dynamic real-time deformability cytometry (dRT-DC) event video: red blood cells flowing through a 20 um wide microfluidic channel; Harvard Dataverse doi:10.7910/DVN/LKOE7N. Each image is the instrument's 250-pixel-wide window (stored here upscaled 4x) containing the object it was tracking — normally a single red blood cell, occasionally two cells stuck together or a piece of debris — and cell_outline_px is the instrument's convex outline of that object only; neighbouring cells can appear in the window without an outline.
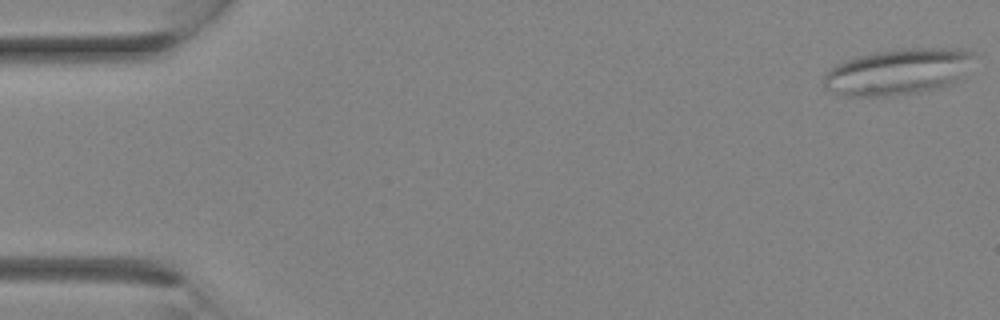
{"species": "Egyptian fruit bat (a non-hibernating species)", "species_latin": "Rousettus aegyptiacus", "temperature_condition": "room temperature", "stored_images_in_passage": 21, "camera_frame_rate_fps": 3000, "um_per_image_px": 0.085, "animal": {"sex": "female"}, "frame": {"image": 1, "passage_image": 1, "time_ms": 0.0, "image_size_px": [1000, 320], "cell_outline_px": [[972, 56], [956, 76], [948, 84], [940, 88], [920, 92], [888, 96], [844, 96], [832, 92], [824, 88], [824, 72], [828, 68], [844, 60], [856, 56], [876, 52], [908, 48], [956, 48], [972, 52]], "centroid_in_image_um": [76.15, 6.11], "position_along_channel_um": 8.9, "area_um2": 39.59}}
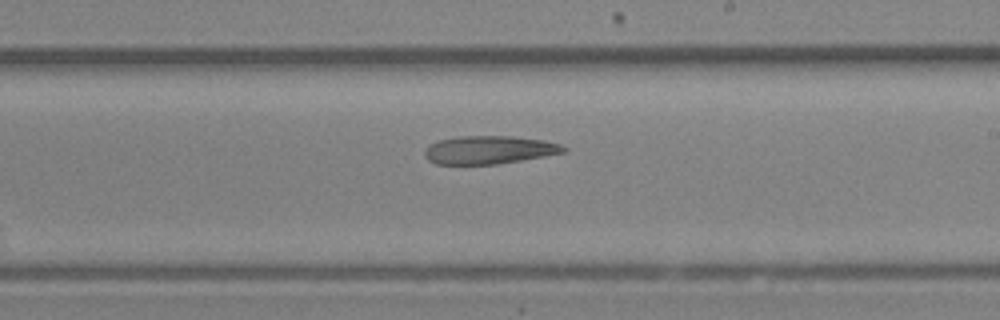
{"frame": {"image": 2, "passage_image": 17, "time_ms": 5.333, "image_size_px": [1000, 320], "cell_outline_px": [[568, 148], [564, 152], [544, 156], [496, 164], [436, 164], [428, 160], [424, 156], [424, 152], [428, 144], [436, 140], [460, 136], [512, 136], [544, 140], [560, 144]], "centroid_in_image_um": [41.53, 12.73], "position_along_channel_um": 247.5, "area_um2": 22.83}}
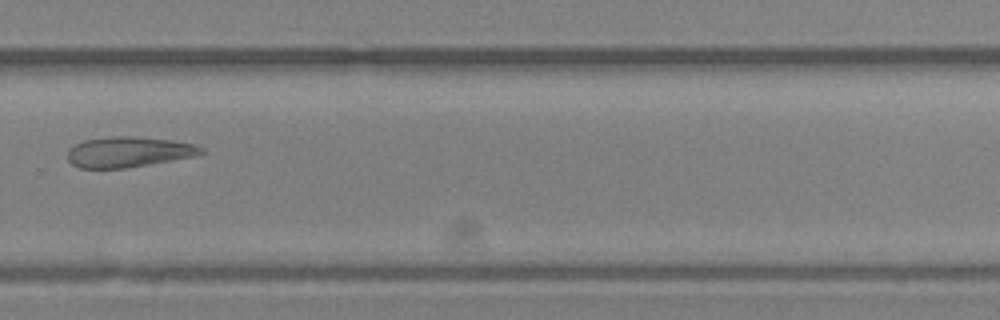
{"frame": {"image": 3, "passage_image": 20, "time_ms": 6.333, "image_size_px": [1000, 320], "cell_outline_px": [[204, 152], [200, 156], [124, 168], [80, 168], [72, 164], [68, 160], [68, 152], [76, 144], [84, 140], [112, 136], [132, 136], [172, 140], [196, 144], [204, 148]], "centroid_in_image_um": [11.0, 12.91], "position_along_channel_um": 318.8, "area_um2": 23.81}}